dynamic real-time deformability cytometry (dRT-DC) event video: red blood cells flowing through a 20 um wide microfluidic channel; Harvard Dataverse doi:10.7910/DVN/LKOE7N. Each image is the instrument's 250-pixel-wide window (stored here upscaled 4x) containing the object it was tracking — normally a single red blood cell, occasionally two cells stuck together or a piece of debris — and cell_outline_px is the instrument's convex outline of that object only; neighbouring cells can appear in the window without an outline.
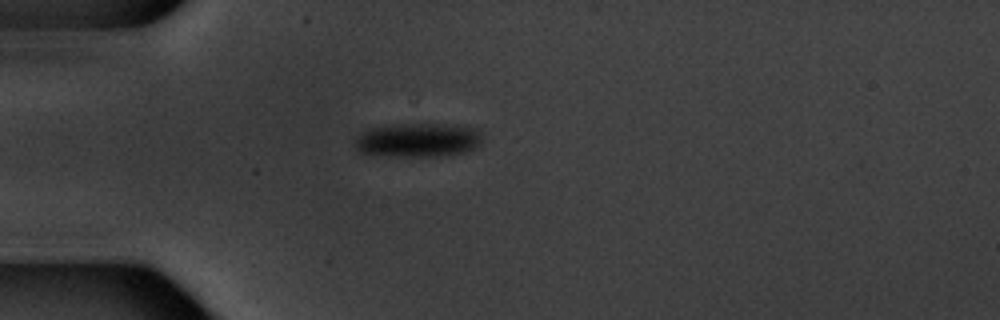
{"species": "common noctule bat (a hibernating species)", "species_latin": "Nyctalus noctula", "temperature_condition": "warm", "stored_images_in_passage": 14, "camera_frame_rate_fps": 3000, "um_per_image_px": 0.085, "animal": {"sex": "male", "body_mass_g": 20.1, "forearm_length_mm": 53.5}, "frame": {"image": 1, "passage_image": 3, "time_ms": 3.333, "image_size_px": [1000, 320], "cell_outline_px": [[484, 140], [476, 148], [468, 152], [452, 156], [384, 156], [360, 152], [352, 144], [352, 140], [356, 136], [368, 128], [404, 124], [436, 124], [476, 128], [480, 132]], "centroid_in_image_um": [35.53, 11.93], "position_along_channel_um": 49.5, "area_um2": 25.72}}
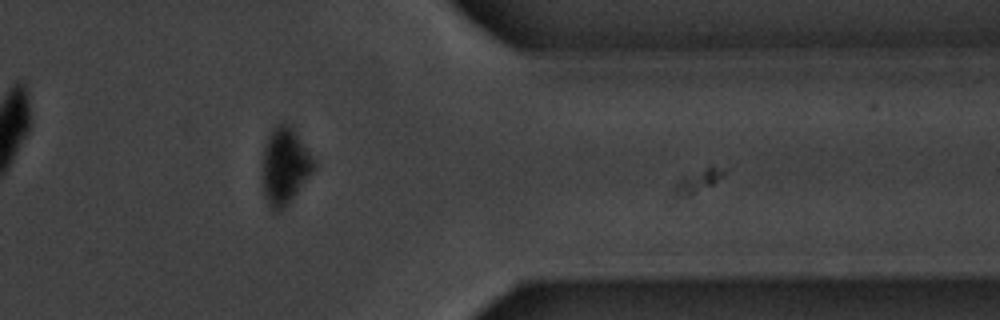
{"frame": {"image": 2, "passage_image": 12, "time_ms": 14.0, "image_size_px": [1000, 320], "cell_outline_px": [[316, 164], [312, 172], [288, 204], [284, 208], [276, 212], [272, 212], [264, 196], [260, 176], [264, 144], [272, 128], [276, 124], [284, 120], [292, 128], [316, 160]], "centroid_in_image_um": [24.16, 14.11], "position_along_channel_um": 387.2, "area_um2": 23.52}}
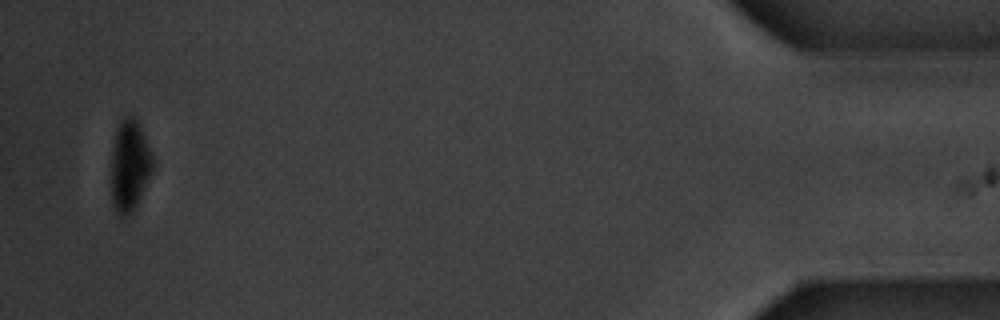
{"frame": {"image": 3, "passage_image": 14, "time_ms": 17.0, "image_size_px": [1000, 320], "cell_outline_px": [[152, 172], [136, 208], [128, 216], [120, 216], [116, 212], [112, 204], [112, 152], [116, 128], [120, 120], [124, 116], [132, 116], [136, 120], [144, 136], [152, 156]], "centroid_in_image_um": [11.01, 14.12], "position_along_channel_um": 424.2, "area_um2": 21.91}, "authors_computed_cell_mechanics": {"area_um2": 25.9522, "velocity_mm_per_s": 3.4185, "shape_relaxation_time_tau1_ms": 1.9745, "shape_relaxation_time_tau2_ms": 1.7552, "deformation_change_tau1": 0.0892, "deformation_change_tau2": 0.0221}}